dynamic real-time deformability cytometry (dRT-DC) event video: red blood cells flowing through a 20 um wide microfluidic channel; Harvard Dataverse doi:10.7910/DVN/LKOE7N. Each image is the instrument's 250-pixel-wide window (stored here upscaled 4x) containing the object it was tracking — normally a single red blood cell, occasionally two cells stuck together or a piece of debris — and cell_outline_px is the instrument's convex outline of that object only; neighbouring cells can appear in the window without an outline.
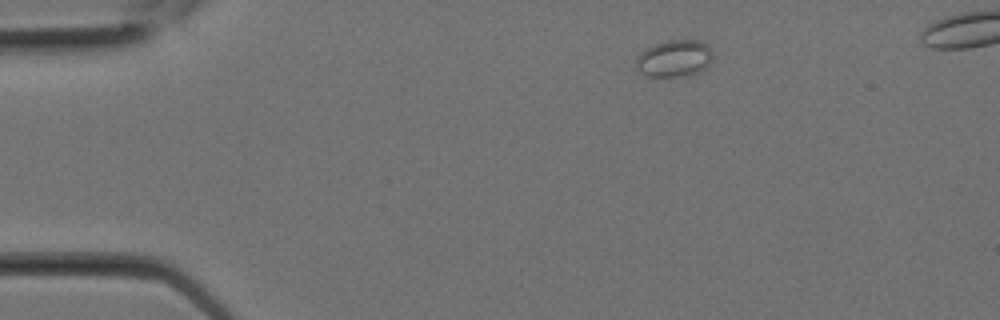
{"species": "Egyptian fruit bat (a non-hibernating species)", "species_latin": "Rousettus aegyptiacus", "temperature_condition": "room temperature", "stored_images_in_passage": 3, "camera_frame_rate_fps": 3000, "um_per_image_px": 0.085, "animal": {"sex": "female"}, "frame": {"image": 1, "passage_image": 3, "time_ms": 0.667, "image_size_px": [1000, 320], "cell_outline_px": [[712, 60], [704, 68], [688, 76], [648, 76], [640, 72], [636, 68], [636, 60], [640, 52], [656, 44], [668, 40], [700, 40], [708, 44], [712, 52]], "centroid_in_image_um": [57.33, 4.96], "position_along_channel_um": 27.7, "area_um2": 16.42}}